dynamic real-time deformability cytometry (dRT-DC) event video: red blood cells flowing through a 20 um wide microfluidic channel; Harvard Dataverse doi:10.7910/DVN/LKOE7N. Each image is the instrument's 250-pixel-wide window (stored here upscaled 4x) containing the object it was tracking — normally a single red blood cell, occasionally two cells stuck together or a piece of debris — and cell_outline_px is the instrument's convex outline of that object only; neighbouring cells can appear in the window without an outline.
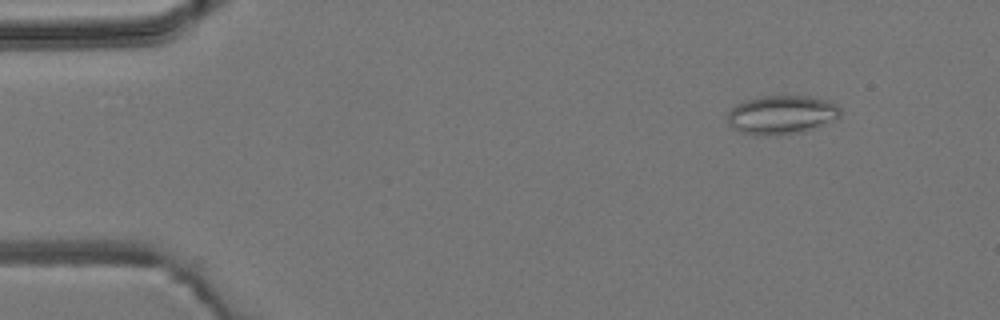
{"species": "common noctule bat (a hibernating species)", "species_latin": "Nyctalus noctula", "temperature_condition": "room temperature", "stored_images_in_passage": 4, "camera_frame_rate_fps": 3000, "um_per_image_px": 0.085, "animal": {"sex": "male", "body_mass_g": 19.2, "forearm_length_mm": 51.8}, "frame": {"image": 1, "passage_image": 1, "time_ms": 0.0, "image_size_px": [1000, 320], "cell_outline_px": [[840, 116], [836, 120], [800, 132], [776, 136], [756, 136], [740, 132], [732, 128], [728, 124], [728, 112], [736, 104], [748, 100], [764, 96], [808, 96], [832, 100], [840, 108]], "centroid_in_image_um": [66.44, 9.77], "position_along_channel_um": 18.6, "area_um2": 25.78}}